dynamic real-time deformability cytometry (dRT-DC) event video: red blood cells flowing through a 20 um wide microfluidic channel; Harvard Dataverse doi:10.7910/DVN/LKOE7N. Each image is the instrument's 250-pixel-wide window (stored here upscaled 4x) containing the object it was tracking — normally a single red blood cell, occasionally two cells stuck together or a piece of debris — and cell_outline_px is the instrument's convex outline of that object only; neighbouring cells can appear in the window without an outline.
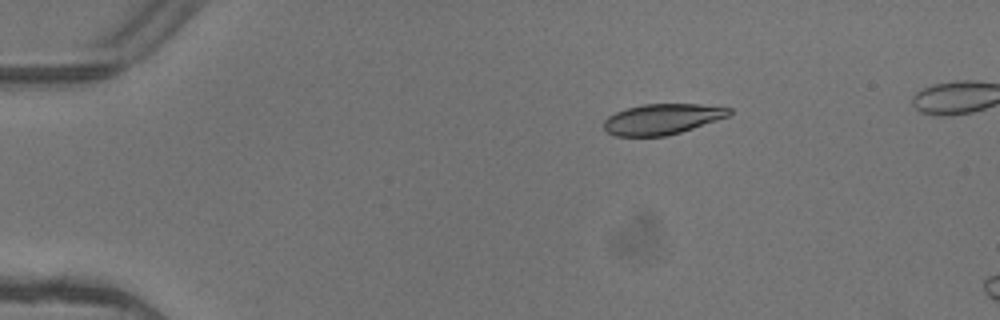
{"species": "common noctule bat (a hibernating species)", "species_latin": "Nyctalus noctula", "temperature_condition": "warm", "stored_images_in_passage": 5, "camera_frame_rate_fps": 3000, "um_per_image_px": 0.085, "animal": {"sex": "female"}, "frame": {"image": 1, "passage_image": 1, "time_ms": 0.0, "image_size_px": [1000, 320], "cell_outline_px": [[732, 112], [728, 116], [680, 132], [664, 136], [616, 136], [608, 132], [604, 128], [604, 120], [608, 116], [616, 112], [628, 108], [644, 104], [700, 104], [732, 108]], "centroid_in_image_um": [56.28, 10.12], "position_along_channel_um": 28.7, "area_um2": 22.08}}
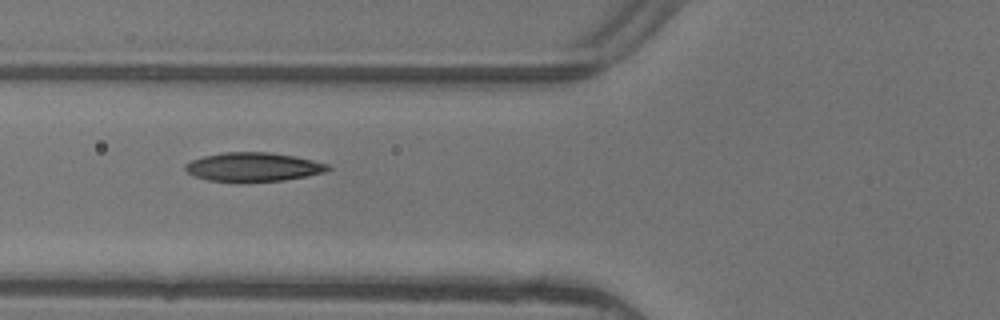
{"frame": {"image": 2, "passage_image": 4, "time_ms": 1.0, "image_size_px": [1000, 320], "cell_outline_px": [[332, 168], [324, 172], [284, 180], [240, 184], [208, 180], [196, 176], [188, 172], [184, 168], [184, 164], [192, 160], [204, 156], [224, 152], [268, 152], [296, 156], [328, 164]], "centroid_in_image_um": [21.5, 14.22], "position_along_channel_um": 104.3, "area_um2": 24.45}}
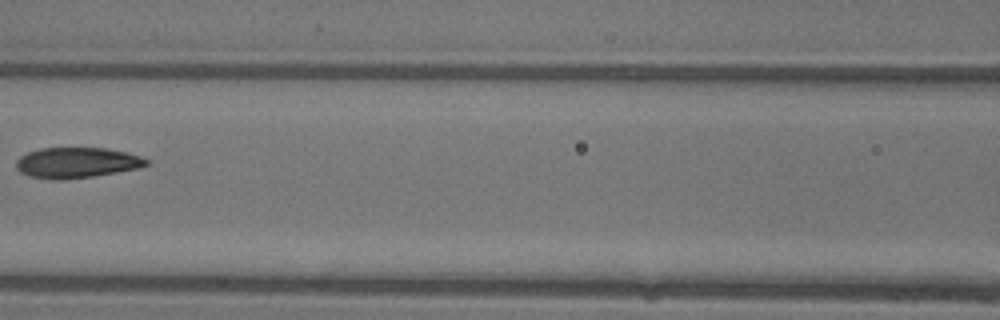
{"frame": {"image": 3, "passage_image": 5, "time_ms": 1.333, "image_size_px": [1000, 320], "cell_outline_px": [[148, 164], [140, 168], [92, 176], [60, 180], [52, 180], [28, 176], [20, 172], [16, 168], [16, 160], [20, 156], [28, 152], [40, 148], [104, 148], [128, 152], [140, 156], [148, 160]], "centroid_in_image_um": [6.5, 13.83], "position_along_channel_um": 160.1, "area_um2": 23.24}}